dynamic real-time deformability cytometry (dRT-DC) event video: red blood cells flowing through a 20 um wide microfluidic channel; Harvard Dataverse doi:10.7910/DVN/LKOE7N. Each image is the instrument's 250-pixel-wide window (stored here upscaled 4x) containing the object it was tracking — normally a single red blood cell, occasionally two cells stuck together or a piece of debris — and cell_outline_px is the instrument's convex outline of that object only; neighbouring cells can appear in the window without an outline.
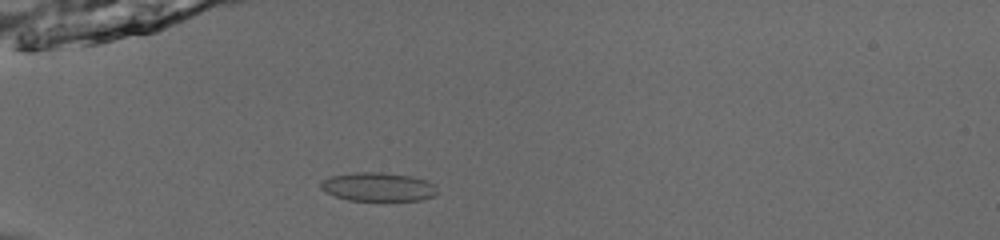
{"species": "common noctule bat (a hibernating species)", "species_latin": "Nyctalus noctula", "temperature_condition": "room temperature", "stored_images_in_passage": 49, "camera_frame_rate_fps": 3000, "um_per_image_px": 0.085, "animal": {"sex": "male", "body_mass_g": 13.0, "forearm_length_mm": 53.1}, "frame": {"image": 1, "passage_image": 14, "time_ms": 4.333, "image_size_px": [1000, 240], "cell_outline_px": [[436, 196], [420, 200], [348, 200], [324, 192], [320, 188], [320, 180], [332, 176], [356, 172], [380, 172], [412, 176], [428, 180], [436, 184]], "centroid_in_image_um": [32.15, 15.88], "position_along_channel_um": 52.8, "area_um2": 19.65}}
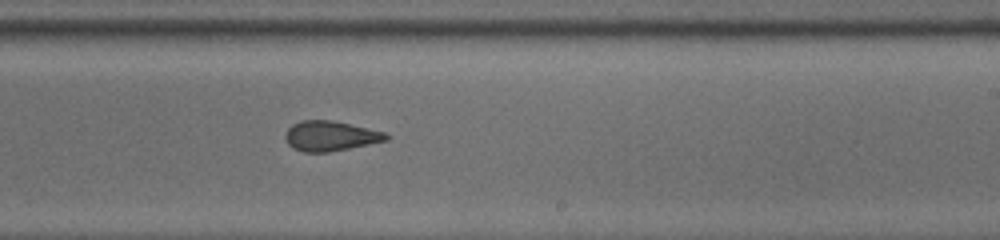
{"frame": {"image": 2, "passage_image": 31, "time_ms": 10.0, "image_size_px": [1000, 240], "cell_outline_px": [[388, 140], [328, 152], [304, 152], [292, 148], [288, 144], [284, 136], [288, 128], [292, 124], [300, 120], [332, 120], [384, 132], [388, 136]], "centroid_in_image_um": [28.02, 11.55], "position_along_channel_um": 261.0, "area_um2": 17.46}}
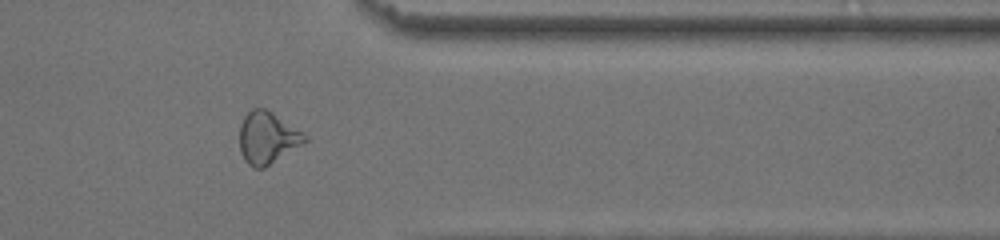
{"frame": {"image": 3, "passage_image": 41, "time_ms": 13.333, "image_size_px": [1000, 240], "cell_outline_px": [[308, 140], [264, 168], [252, 168], [244, 160], [240, 152], [240, 124], [244, 116], [252, 108], [264, 108], [272, 112], [308, 136]], "centroid_in_image_um": [22.7, 11.72], "position_along_channel_um": 388.7, "area_um2": 19.59}, "authors_computed_cell_mechanics": {"area_um2": 19.4786, "velocity_mm_per_s": 3.9592, "shape_relaxation_time_tau1_ms": 5.8966, "shape_relaxation_time_tau2_ms": 1.9656, "deformation_change_tau1": 0.1215, "deformation_change_tau2": 0.0876}}